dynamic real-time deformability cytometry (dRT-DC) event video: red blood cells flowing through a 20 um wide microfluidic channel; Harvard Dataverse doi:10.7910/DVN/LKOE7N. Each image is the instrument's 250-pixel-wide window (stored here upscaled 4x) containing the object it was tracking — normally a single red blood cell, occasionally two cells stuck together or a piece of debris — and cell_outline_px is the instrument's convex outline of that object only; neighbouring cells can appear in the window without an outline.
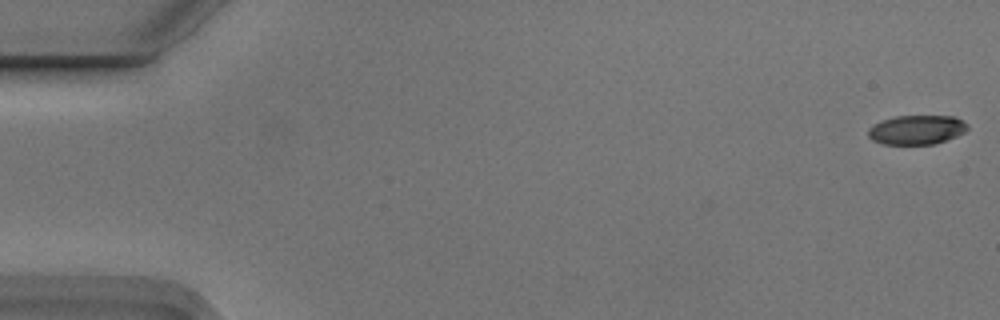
{"species": "Egyptian fruit bat (a non-hibernating species)", "species_latin": "Rousettus aegyptiacus", "temperature_condition": "cold", "stored_images_in_passage": 5, "camera_frame_rate_fps": 3000, "um_per_image_px": 0.085, "animal": {"sex": "male"}, "frame": {"image": 1, "passage_image": 1, "time_ms": 0.0, "image_size_px": [1000, 320], "cell_outline_px": [[968, 128], [964, 132], [956, 136], [932, 144], [884, 144], [872, 140], [868, 136], [868, 128], [872, 124], [896, 116], [956, 116], [968, 124]], "centroid_in_image_um": [77.91, 11.02], "position_along_channel_um": 7.1, "area_um2": 16.88}}
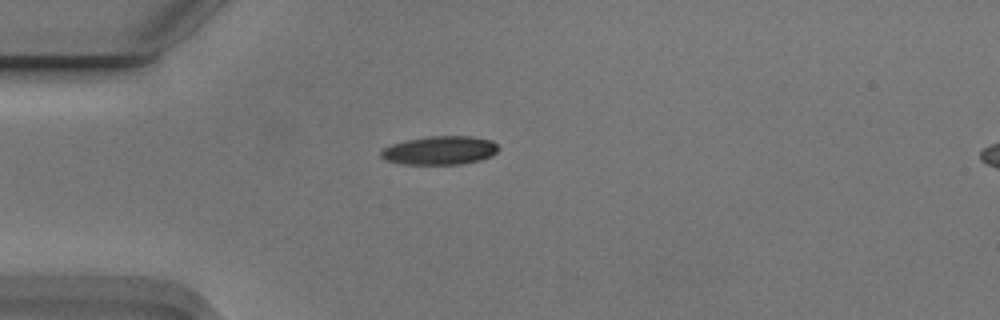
{"frame": {"image": 2, "passage_image": 5, "time_ms": 1.333, "image_size_px": [1000, 320], "cell_outline_px": [[500, 148], [492, 156], [480, 160], [460, 164], [404, 164], [384, 160], [380, 156], [380, 152], [384, 148], [392, 144], [408, 140], [428, 136], [472, 136], [492, 140]], "centroid_in_image_um": [37.41, 12.78], "position_along_channel_um": 47.6, "area_um2": 19.59}}